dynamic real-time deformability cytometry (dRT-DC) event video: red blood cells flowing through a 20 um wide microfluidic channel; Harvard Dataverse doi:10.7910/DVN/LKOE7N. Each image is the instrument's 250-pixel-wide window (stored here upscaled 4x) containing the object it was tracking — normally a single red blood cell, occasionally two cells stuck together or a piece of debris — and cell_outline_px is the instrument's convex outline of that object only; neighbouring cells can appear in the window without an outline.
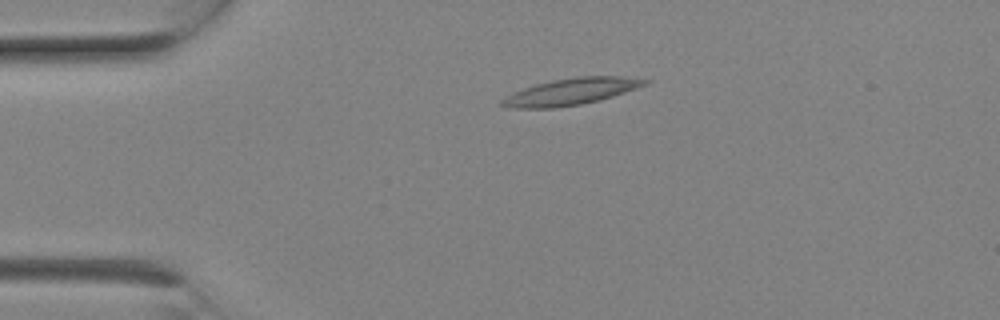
{"species": "Egyptian fruit bat (a non-hibernating species)", "species_latin": "Rousettus aegyptiacus", "temperature_condition": "room temperature", "stored_images_in_passage": 4, "camera_frame_rate_fps": 3000, "um_per_image_px": 0.085, "animal": {"sex": "female"}, "frame": {"image": 1, "passage_image": 1, "time_ms": 0.0, "image_size_px": [1000, 320], "cell_outline_px": [[652, 80], [648, 84], [600, 100], [580, 104], [556, 108], [508, 108], [496, 104], [504, 96], [524, 88], [536, 84], [552, 80], [576, 76], [620, 76]], "centroid_in_image_um": [48.48, 7.79], "position_along_channel_um": 36.5, "area_um2": 22.31}}
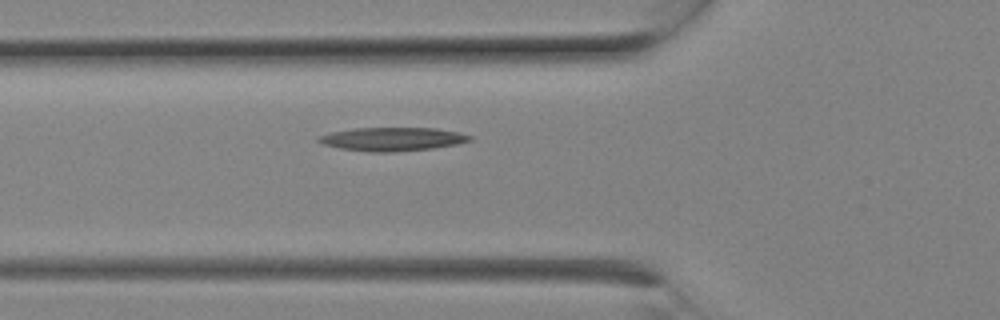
{"frame": {"image": 2, "passage_image": 4, "time_ms": 1.0, "image_size_px": [1000, 320], "cell_outline_px": [[472, 140], [456, 144], [432, 148], [392, 152], [368, 152], [340, 148], [324, 144], [316, 140], [320, 136], [332, 132], [352, 128], [436, 128], [456, 132], [472, 136]], "centroid_in_image_um": [33.34, 11.82], "position_along_channel_um": 92.5, "area_um2": 20.52}}